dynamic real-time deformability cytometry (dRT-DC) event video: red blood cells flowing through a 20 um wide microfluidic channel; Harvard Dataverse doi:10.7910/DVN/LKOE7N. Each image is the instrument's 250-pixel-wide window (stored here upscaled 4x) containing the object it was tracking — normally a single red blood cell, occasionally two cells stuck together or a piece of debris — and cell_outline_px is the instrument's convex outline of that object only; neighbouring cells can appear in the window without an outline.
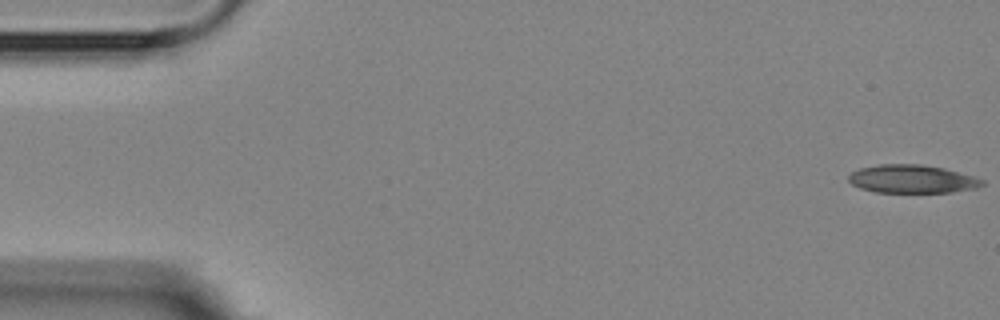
{"species": "Egyptian fruit bat (a non-hibernating species)", "species_latin": "Rousettus aegyptiacus", "temperature_condition": "room temperature", "stored_images_in_passage": 2, "camera_frame_rate_fps": 3000, "um_per_image_px": 0.085, "animal": {"sex": "female"}, "frame": {"image": 1, "passage_image": 2, "time_ms": 1.333, "image_size_px": [1000, 320], "cell_outline_px": [[984, 184], [976, 188], [952, 192], [876, 192], [860, 188], [852, 184], [848, 180], [848, 176], [852, 172], [860, 168], [880, 164], [920, 164], [944, 168], [972, 176], [984, 180]], "centroid_in_image_um": [77.52, 15.21], "position_along_channel_um": 7.5, "area_um2": 21.85}}